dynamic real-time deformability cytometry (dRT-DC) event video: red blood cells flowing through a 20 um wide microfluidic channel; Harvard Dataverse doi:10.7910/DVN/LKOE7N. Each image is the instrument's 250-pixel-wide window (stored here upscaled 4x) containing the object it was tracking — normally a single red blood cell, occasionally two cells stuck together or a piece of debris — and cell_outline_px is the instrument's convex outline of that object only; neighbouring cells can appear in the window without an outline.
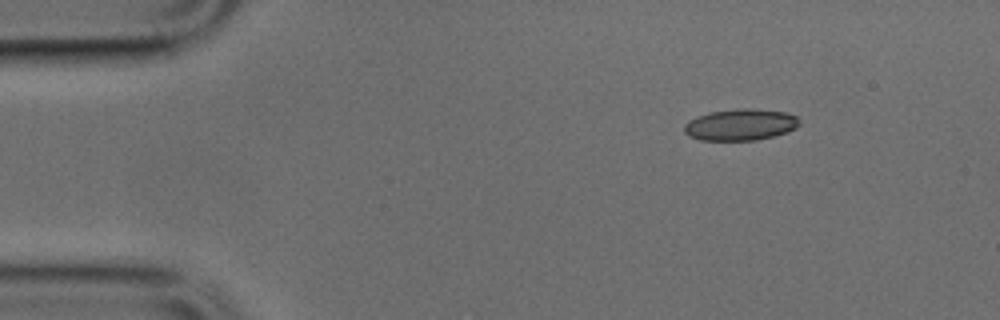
{"species": "common noctule bat (a hibernating species)", "species_latin": "Nyctalus noctula", "temperature_condition": "cold", "stored_images_in_passage": 44, "camera_frame_rate_fps": 3000, "um_per_image_px": 0.085, "animal": {"sex": "male", "body_mass_g": 17.9, "forearm_length_mm": 54.2}, "frame": {"image": 1, "passage_image": 1, "time_ms": 0.0, "image_size_px": [1000, 320], "cell_outline_px": [[800, 124], [796, 128], [788, 132], [756, 140], [700, 140], [688, 136], [684, 132], [684, 124], [688, 120], [696, 116], [712, 112], [748, 108], [752, 108], [788, 112], [796, 116], [800, 120]], "centroid_in_image_um": [62.95, 10.6], "position_along_channel_um": 22.0, "area_um2": 21.21}}
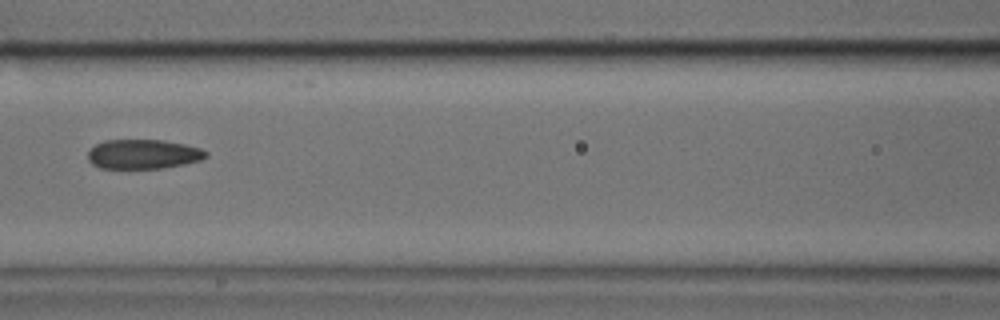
{"frame": {"image": 2, "passage_image": 16, "time_ms": 5.0, "image_size_px": [1000, 320], "cell_outline_px": [[208, 156], [200, 160], [184, 164], [160, 168], [100, 168], [92, 164], [88, 160], [88, 152], [96, 144], [104, 140], [164, 140], [184, 144], [200, 148], [208, 152]], "centroid_in_image_um": [12.17, 13.1], "position_along_channel_um": 154.4, "area_um2": 20.23}}
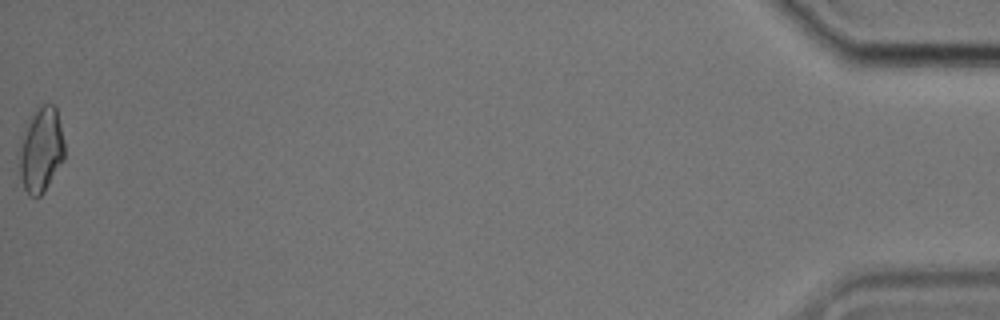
{"frame": {"image": 3, "passage_image": 44, "time_ms": 14.333, "image_size_px": [1000, 320], "cell_outline_px": [[64, 160], [44, 192], [40, 196], [28, 196], [24, 188], [20, 176], [16, 156], [16, 152], [32, 112], [44, 104], [56, 104], [64, 140]], "centroid_in_image_um": [3.46, 12.75], "position_along_channel_um": 431.7, "area_um2": 22.95}}